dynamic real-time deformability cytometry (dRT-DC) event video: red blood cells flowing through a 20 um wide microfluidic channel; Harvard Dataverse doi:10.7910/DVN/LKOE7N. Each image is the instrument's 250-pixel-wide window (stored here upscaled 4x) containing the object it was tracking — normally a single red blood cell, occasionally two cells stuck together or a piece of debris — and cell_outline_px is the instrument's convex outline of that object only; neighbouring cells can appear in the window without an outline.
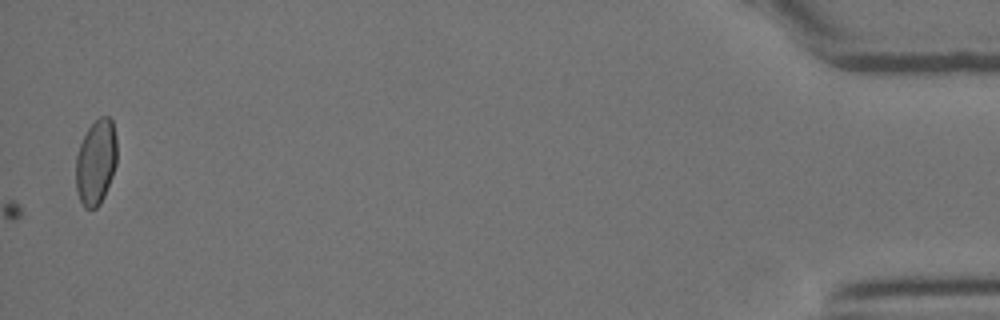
{"species": "Egyptian fruit bat (a non-hibernating species)", "species_latin": "Rousettus aegyptiacus", "temperature_condition": "room temperature", "stored_images_in_passage": 33, "camera_frame_rate_fps": 3000, "um_per_image_px": 0.085, "animal": {"sex": "female"}, "frame": {"image": 1, "passage_image": 33, "time_ms": 10.667, "image_size_px": [1000, 320], "cell_outline_px": [[116, 164], [112, 176], [104, 196], [100, 204], [96, 208], [84, 208], [76, 192], [76, 156], [80, 144], [88, 128], [100, 116], [108, 116], [112, 120], [116, 136]], "centroid_in_image_um": [8.15, 13.78], "position_along_channel_um": 427.0, "area_um2": 20.4}}